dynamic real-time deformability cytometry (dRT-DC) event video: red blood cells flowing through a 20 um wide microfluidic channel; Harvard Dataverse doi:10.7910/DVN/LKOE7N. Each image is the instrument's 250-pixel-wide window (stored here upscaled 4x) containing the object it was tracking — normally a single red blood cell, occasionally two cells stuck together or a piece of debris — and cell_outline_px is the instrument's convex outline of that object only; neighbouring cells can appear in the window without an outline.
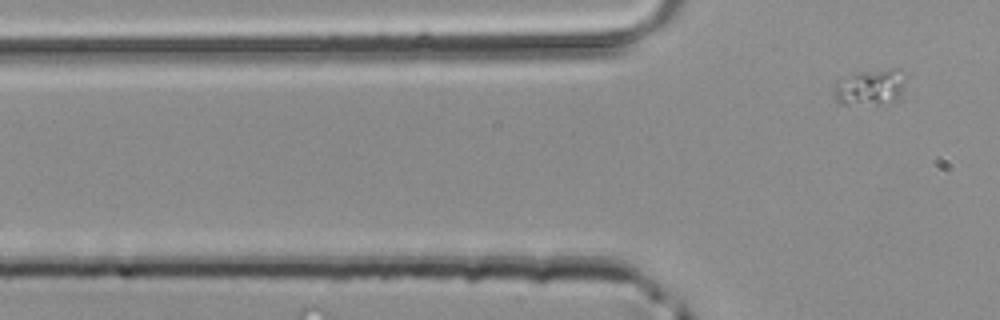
{"species": "common noctule bat (a hibernating species)", "species_latin": "Nyctalus noctula", "temperature_condition": "room temperature", "stored_images_in_passage": 3, "segment_of_instrument_passage": [2, 2], "camera_frame_rate_fps": 3000, "um_per_image_px": 0.085, "animal": {"sex": "male", "body_mass_g": 20.4}, "frame": {"image": 1, "passage_image": 3, "time_ms": 0.667, "image_size_px": [1000, 320], "cell_outline_px": [[904, 80], [900, 92], [896, 96], [880, 104], [840, 104], [832, 96], [832, 92], [836, 80], [840, 76], [860, 72], [892, 68], [900, 68]], "centroid_in_image_um": [73.82, 7.38], "position_along_channel_um": 52.0, "area_um2": 14.91}}